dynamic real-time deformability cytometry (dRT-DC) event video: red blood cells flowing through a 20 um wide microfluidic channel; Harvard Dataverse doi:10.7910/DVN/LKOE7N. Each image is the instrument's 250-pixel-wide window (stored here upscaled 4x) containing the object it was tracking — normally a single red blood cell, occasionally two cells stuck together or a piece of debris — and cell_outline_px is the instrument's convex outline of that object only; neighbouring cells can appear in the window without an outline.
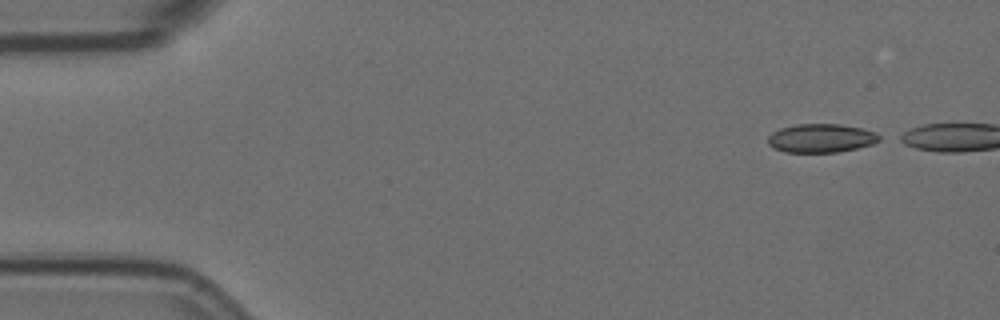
{"species": "Egyptian fruit bat (a non-hibernating species)", "species_latin": "Rousettus aegyptiacus", "temperature_condition": "room temperature", "stored_images_in_passage": 6, "camera_frame_rate_fps": 3000, "um_per_image_px": 0.085, "animal": {"sex": "female"}, "frame": {"image": 1, "passage_image": 1, "time_ms": 0.0, "image_size_px": [1000, 320], "cell_outline_px": [[884, 136], [880, 140], [872, 144], [856, 148], [836, 152], [784, 152], [772, 148], [768, 144], [768, 136], [772, 132], [780, 128], [796, 124], [840, 124], [860, 128], [876, 132]], "centroid_in_image_um": [69.79, 11.74], "position_along_channel_um": 15.2, "area_um2": 18.73}}
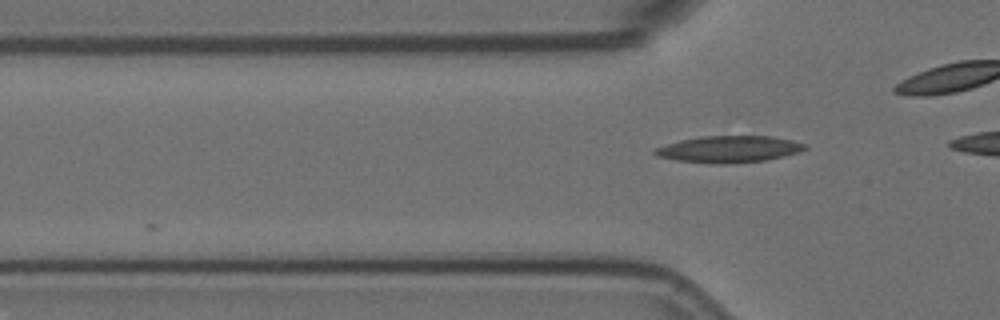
{"frame": {"image": 2, "passage_image": 6, "time_ms": 1.667, "image_size_px": [1000, 320], "cell_outline_px": [[808, 148], [800, 152], [784, 156], [764, 160], [724, 164], [720, 164], [676, 160], [656, 156], [652, 152], [656, 148], [680, 140], [700, 136], [772, 136], [792, 140], [804, 144]], "centroid_in_image_um": [61.97, 12.67], "position_along_channel_um": 63.8, "area_um2": 23.18}}